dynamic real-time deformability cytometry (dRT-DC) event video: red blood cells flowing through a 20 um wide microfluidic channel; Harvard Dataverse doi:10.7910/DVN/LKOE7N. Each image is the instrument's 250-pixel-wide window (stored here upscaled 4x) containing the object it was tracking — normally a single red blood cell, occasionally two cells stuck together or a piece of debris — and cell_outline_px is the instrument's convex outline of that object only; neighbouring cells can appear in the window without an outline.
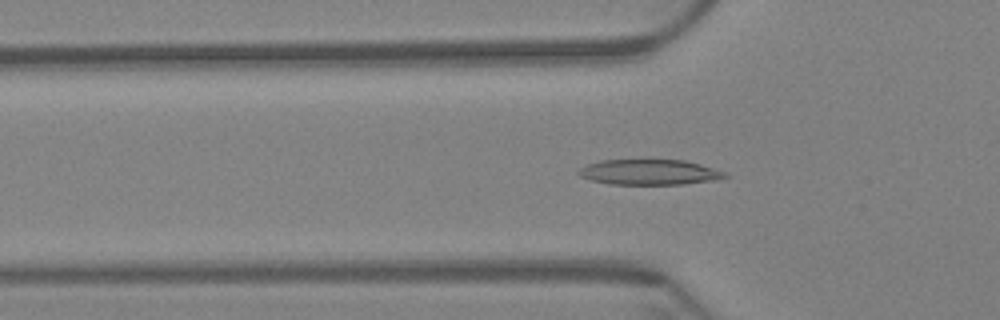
{"species": "Egyptian fruit bat (a non-hibernating species)", "species_latin": "Rousettus aegyptiacus", "temperature_condition": "warm", "stored_images_in_passage": 59, "camera_frame_rate_fps": 3000, "um_per_image_px": 0.085, "animal": {"sex": "female"}, "frame": {"image": 1, "passage_image": 19, "time_ms": 6.0, "image_size_px": [1000, 320], "cell_outline_px": [[728, 176], [712, 180], [684, 184], [608, 184], [588, 180], [580, 176], [576, 172], [580, 168], [588, 164], [600, 160], [684, 160], [700, 164], [724, 172]], "centroid_in_image_um": [55.12, 14.63], "position_along_channel_um": 70.7, "area_um2": 21.5}}
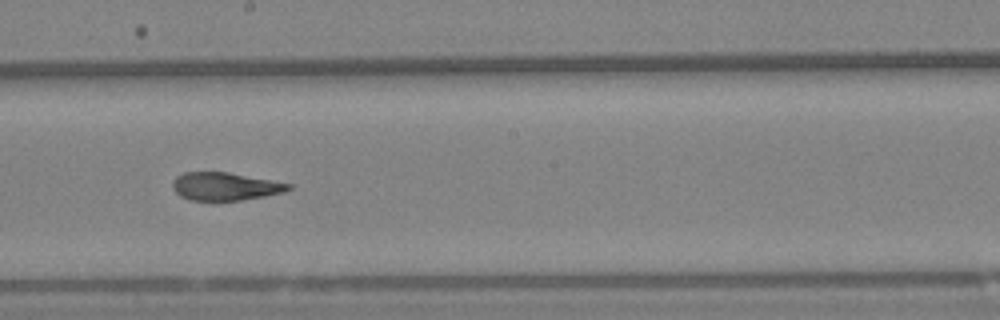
{"frame": {"image": 2, "passage_image": 33, "time_ms": 10.667, "image_size_px": [1000, 320], "cell_outline_px": [[292, 188], [284, 192], [264, 196], [240, 200], [188, 200], [180, 196], [172, 188], [172, 184], [176, 176], [184, 172], [228, 172], [292, 184]], "centroid_in_image_um": [19.11, 15.84], "position_along_channel_um": 229.1, "area_um2": 18.79}}
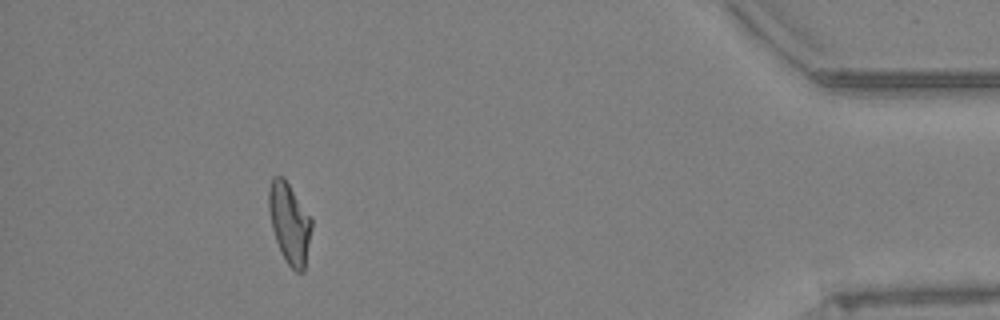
{"frame": {"image": 3, "passage_image": 54, "time_ms": 17.667, "image_size_px": [1000, 320], "cell_outline_px": [[312, 228], [304, 272], [296, 272], [288, 264], [276, 240], [272, 228], [268, 208], [268, 192], [272, 176], [284, 176], [312, 220]], "centroid_in_image_um": [24.6, 18.94], "position_along_channel_um": 410.6, "area_um2": 19.94}, "authors_computed_cell_mechanics": {"area_um2": 20.4612, "velocity_mm_per_s": 3.4044, "shape_relaxation_time_tau1_ms": 10.0743, "shape_relaxation_time_tau2_ms": 1.9373, "deformation_change_tau1": 0.2725, "deformation_change_tau2": 0.1027}}